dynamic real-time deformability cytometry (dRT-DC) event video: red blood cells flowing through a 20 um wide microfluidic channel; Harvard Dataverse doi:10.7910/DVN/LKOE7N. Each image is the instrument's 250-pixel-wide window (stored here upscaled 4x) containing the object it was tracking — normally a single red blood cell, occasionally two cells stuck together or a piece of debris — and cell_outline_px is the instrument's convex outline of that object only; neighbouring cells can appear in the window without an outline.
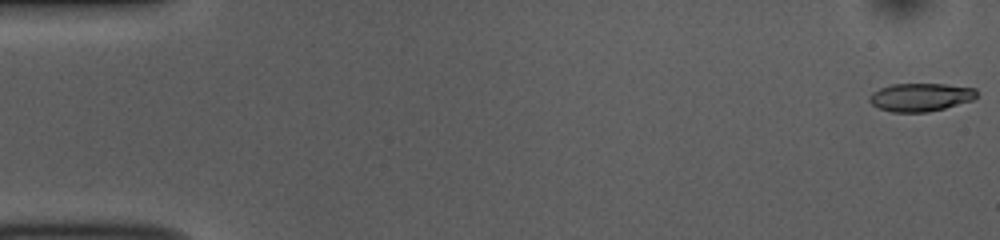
{"species": "common noctule bat (a hibernating species)", "species_latin": "Nyctalus noctula", "temperature_condition": "room temperature", "stored_images_in_passage": 52, "camera_frame_rate_fps": 3000, "um_per_image_px": 0.085, "animal": {"sex": "female", "body_mass_g": 10.0, "forearm_length_mm": 53.1}, "frame": {"image": 1, "passage_image": 1, "time_ms": 0.0, "image_size_px": [1000, 240], "cell_outline_px": [[976, 96], [972, 100], [944, 108], [928, 112], [892, 112], [880, 108], [872, 104], [868, 100], [868, 96], [872, 92], [880, 88], [892, 84], [944, 84], [976, 88]], "centroid_in_image_um": [78.22, 8.25], "position_along_channel_um": 6.8, "area_um2": 17.51}}
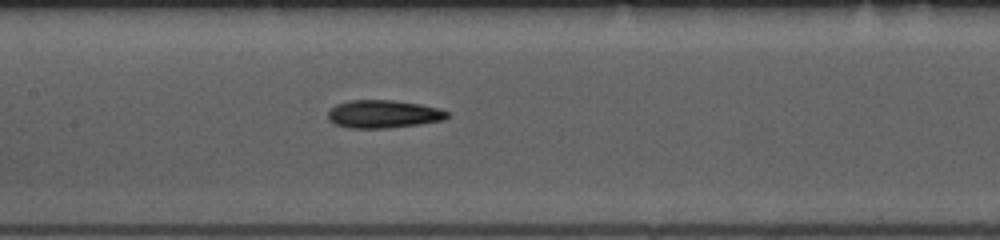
{"frame": {"image": 2, "passage_image": 25, "time_ms": 8.0, "image_size_px": [1000, 240], "cell_outline_px": [[448, 116], [444, 120], [420, 124], [388, 128], [348, 128], [336, 124], [328, 120], [328, 112], [336, 104], [352, 100], [392, 100], [420, 104], [440, 108], [448, 112]], "centroid_in_image_um": [32.59, 9.7], "position_along_channel_um": 174.8, "area_um2": 19.42}}
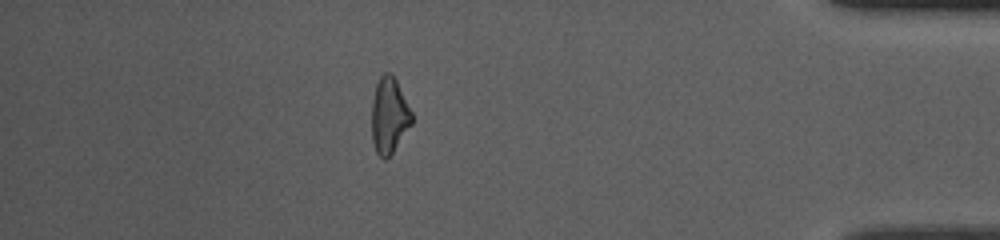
{"frame": {"image": 3, "passage_image": 46, "time_ms": 15.0, "image_size_px": [1000, 240], "cell_outline_px": [[412, 124], [392, 152], [384, 160], [376, 152], [372, 140], [372, 100], [376, 84], [380, 76], [384, 72], [392, 72], [412, 112]], "centroid_in_image_um": [33.07, 9.79], "position_along_channel_um": 402.1, "area_um2": 17.63}, "authors_computed_cell_mechanics": {"area_um2": 18.4671, "velocity_mm_per_s": 3.8358, "shape_relaxation_time_tau1_ms": 7.0594, "shape_relaxation_time_tau2_ms": 6.4188, "deformation_change_tau1": 0.1984, "deformation_change_tau2": 0.1775}}